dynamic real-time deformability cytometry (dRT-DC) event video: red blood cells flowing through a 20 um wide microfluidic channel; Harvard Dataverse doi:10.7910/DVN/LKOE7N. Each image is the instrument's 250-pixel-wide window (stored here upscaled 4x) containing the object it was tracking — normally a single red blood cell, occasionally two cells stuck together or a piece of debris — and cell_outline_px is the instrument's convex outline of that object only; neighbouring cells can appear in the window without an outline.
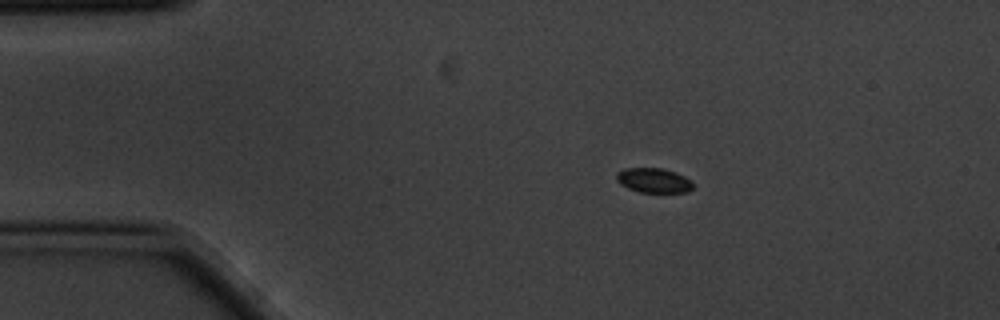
{"species": "common noctule bat (a hibernating species)", "species_latin": "Nyctalus noctula", "temperature_condition": "cold", "stored_images_in_passage": 5, "camera_frame_rate_fps": 3000, "um_per_image_px": 0.085, "animal": {"sex": "male", "body_mass_g": 20.1, "forearm_length_mm": 53.5}, "frame": {"image": 1, "passage_image": 1, "time_ms": 0.0, "image_size_px": [1000, 320], "cell_outline_px": [[692, 188], [684, 192], [640, 192], [628, 188], [620, 184], [616, 180], [616, 172], [624, 168], [660, 168], [676, 172], [692, 180]], "centroid_in_image_um": [55.53, 15.32], "position_along_channel_um": 29.5, "area_um2": 10.98}}
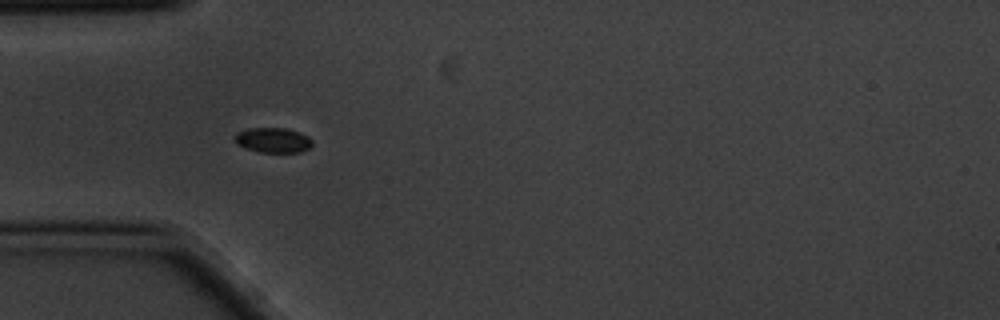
{"frame": {"image": 2, "passage_image": 3, "time_ms": 0.667, "image_size_px": [1000, 320], "cell_outline_px": [[312, 144], [308, 148], [300, 152], [260, 152], [244, 148], [236, 144], [232, 140], [232, 136], [236, 132], [248, 128], [284, 128], [300, 132], [308, 136], [312, 140]], "centroid_in_image_um": [23.13, 11.9], "position_along_channel_um": 61.9, "area_um2": 11.5}}